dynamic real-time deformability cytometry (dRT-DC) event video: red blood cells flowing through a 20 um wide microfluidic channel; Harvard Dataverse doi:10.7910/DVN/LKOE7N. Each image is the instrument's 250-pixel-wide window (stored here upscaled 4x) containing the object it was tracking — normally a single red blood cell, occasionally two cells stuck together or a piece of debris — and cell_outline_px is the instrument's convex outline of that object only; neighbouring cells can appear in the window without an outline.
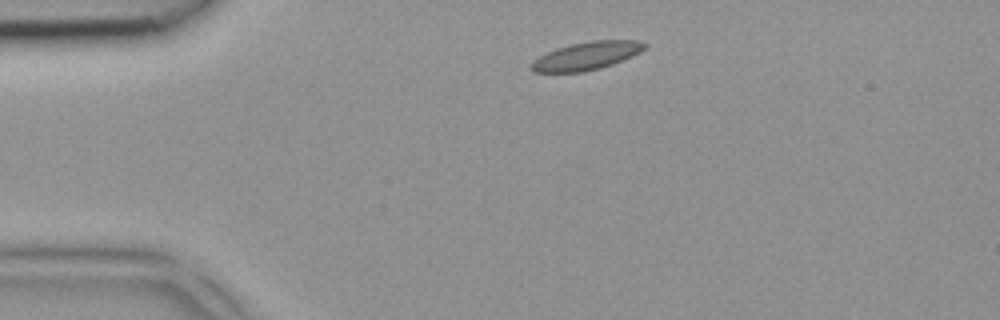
{"species": "common noctule bat (a hibernating species)", "species_latin": "Nyctalus noctula", "temperature_condition": "room temperature", "stored_images_in_passage": 1, "camera_frame_rate_fps": 3000, "um_per_image_px": 0.085, "animal": {"sex": "female", "body_mass_g": 18.4}, "frame": {"image": 1, "passage_image": 1, "time_ms": 0.0, "image_size_px": [1000, 320], "cell_outline_px": [[648, 44], [640, 52], [632, 56], [612, 64], [600, 68], [584, 72], [532, 72], [528, 68], [532, 60], [556, 48], [572, 44], [592, 40], [636, 40]], "centroid_in_image_um": [49.82, 4.75], "position_along_channel_um": 35.2, "area_um2": 18.5}}